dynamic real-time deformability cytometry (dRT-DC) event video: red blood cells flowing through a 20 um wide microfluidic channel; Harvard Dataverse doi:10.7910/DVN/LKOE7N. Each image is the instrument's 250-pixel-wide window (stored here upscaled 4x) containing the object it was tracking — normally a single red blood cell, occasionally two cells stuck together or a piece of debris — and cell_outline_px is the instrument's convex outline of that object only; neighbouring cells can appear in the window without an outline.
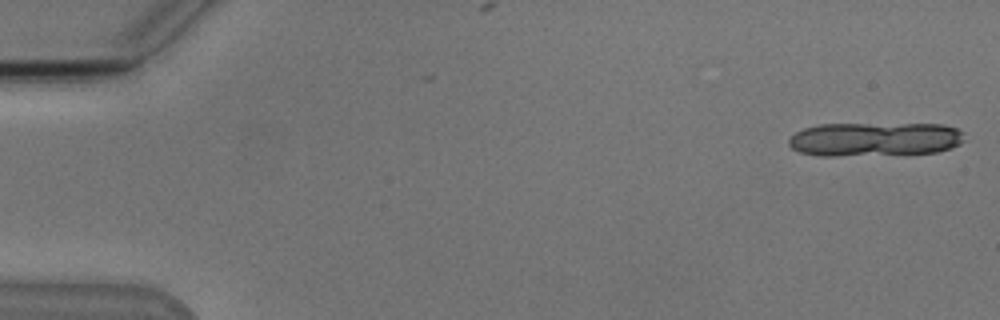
{"species": "Egyptian fruit bat (a non-hibernating species)", "species_latin": "Rousettus aegyptiacus", "temperature_condition": "cold", "stored_images_in_passage": 20, "segment_of_instrument_passage": [1, 2], "camera_frame_rate_fps": 3000, "um_per_image_px": 0.085, "animal": {"sex": "male"}, "frame": {"image": 1, "passage_image": 1, "time_ms": 0.0, "image_size_px": [1000, 320], "cell_outline_px": [[964, 140], [960, 144], [952, 148], [936, 152], [836, 156], [820, 156], [800, 152], [792, 148], [788, 144], [788, 140], [796, 132], [804, 128], [820, 124], [944, 124], [956, 128], [964, 132]], "centroid_in_image_um": [74.37, 11.83], "position_along_channel_um": 10.6, "area_um2": 34.85}}